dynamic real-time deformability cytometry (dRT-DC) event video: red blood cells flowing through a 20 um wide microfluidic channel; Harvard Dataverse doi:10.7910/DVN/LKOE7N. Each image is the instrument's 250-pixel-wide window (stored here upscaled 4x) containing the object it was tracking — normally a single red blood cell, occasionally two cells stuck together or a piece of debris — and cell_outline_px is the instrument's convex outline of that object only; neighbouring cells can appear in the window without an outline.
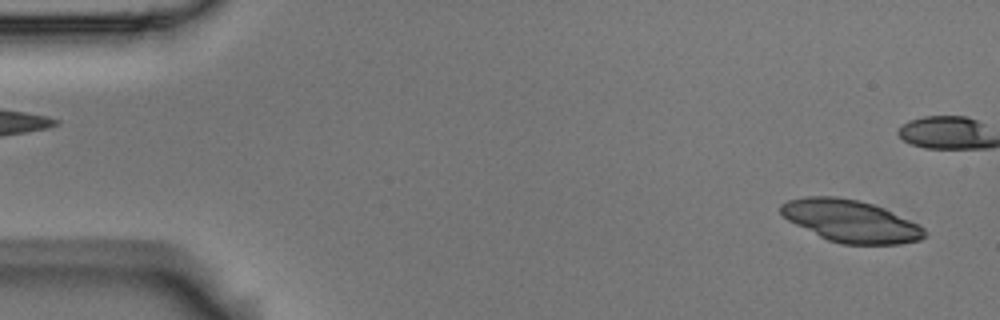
{"species": "Egyptian fruit bat (a non-hibernating species)", "species_latin": "Rousettus aegyptiacus", "temperature_condition": "room temperature", "stored_images_in_passage": 2, "camera_frame_rate_fps": 3000, "um_per_image_px": 0.085, "animal": {"sex": "male"}, "frame": {"image": 1, "passage_image": 2, "time_ms": 0.333, "image_size_px": [1000, 320], "cell_outline_px": [[928, 236], [920, 240], [900, 244], [840, 244], [828, 240], [788, 220], [780, 212], [780, 204], [788, 200], [804, 196], [836, 196], [860, 200], [884, 208], [924, 228], [928, 232]], "centroid_in_image_um": [72.31, 18.78], "position_along_channel_um": 12.7, "area_um2": 35.2}}